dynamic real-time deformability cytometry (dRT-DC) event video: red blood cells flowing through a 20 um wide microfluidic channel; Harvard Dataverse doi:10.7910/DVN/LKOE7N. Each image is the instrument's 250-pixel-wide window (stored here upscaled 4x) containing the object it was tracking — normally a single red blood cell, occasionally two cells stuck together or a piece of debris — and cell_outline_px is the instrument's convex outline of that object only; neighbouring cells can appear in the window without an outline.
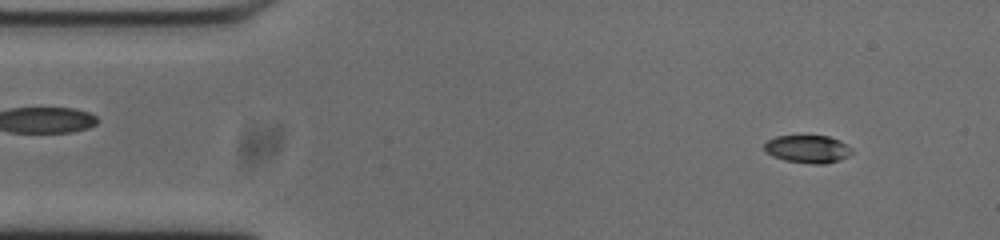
{"species": "common noctule bat (a hibernating species)", "species_latin": "Nyctalus noctula", "temperature_condition": "cold", "stored_images_in_passage": 50, "camera_frame_rate_fps": 3000, "um_per_image_px": 0.085, "animal": {"sex": "male", "body_mass_g": 20.0, "forearm_length_mm": 53.3}, "frame": {"image": 1, "passage_image": 2, "time_ms": 0.333, "image_size_px": [1000, 240], "cell_outline_px": [[852, 152], [848, 156], [840, 160], [824, 164], [812, 164], [784, 160], [772, 156], [764, 152], [764, 144], [768, 140], [776, 136], [828, 136], [840, 140], [852, 148]], "centroid_in_image_um": [68.64, 12.67], "position_along_channel_um": 16.4, "area_um2": 14.28}}
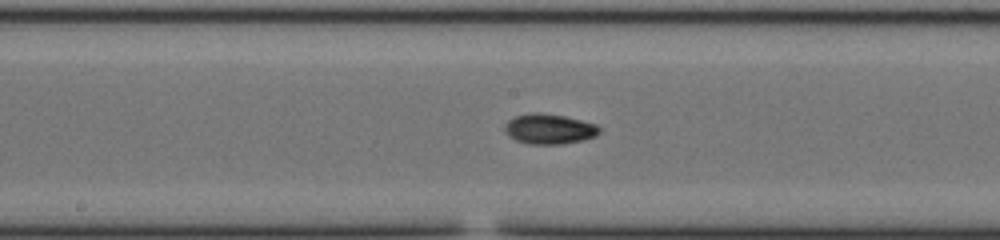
{"frame": {"image": 2, "passage_image": 23, "time_ms": 7.333, "image_size_px": [1000, 240], "cell_outline_px": [[600, 132], [596, 136], [584, 140], [564, 144], [528, 144], [516, 140], [508, 136], [504, 128], [504, 124], [508, 120], [516, 116], [532, 112], [540, 112], [564, 116], [596, 124], [600, 128]], "centroid_in_image_um": [46.68, 10.97], "position_along_channel_um": 201.5, "area_um2": 16.76}}
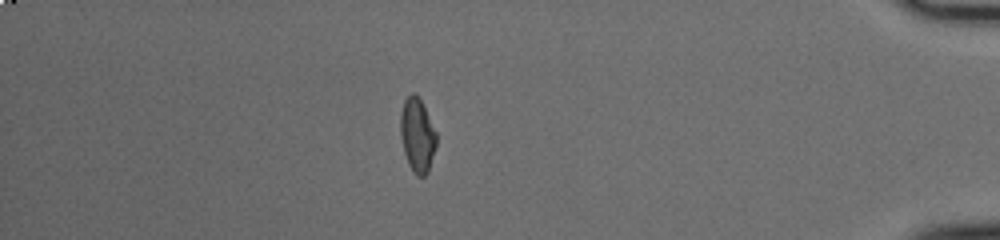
{"frame": {"image": 3, "passage_image": 43, "time_ms": 14.0, "image_size_px": [1000, 240], "cell_outline_px": [[436, 148], [428, 172], [424, 176], [416, 176], [412, 172], [408, 164], [404, 152], [400, 136], [400, 112], [404, 100], [412, 92], [420, 100], [436, 132]], "centroid_in_image_um": [35.45, 11.53], "position_along_channel_um": 399.7, "area_um2": 15.49}, "authors_computed_cell_mechanics": {"area_um2": 15.4904, "velocity_mm_per_s": 3.7427, "shape_relaxation_time_tau1_ms": 5.0106, "shape_relaxation_time_tau2_ms": 3.8435, "deformation_change_tau1": 0.1636, "deformation_change_tau2": 0.076}}